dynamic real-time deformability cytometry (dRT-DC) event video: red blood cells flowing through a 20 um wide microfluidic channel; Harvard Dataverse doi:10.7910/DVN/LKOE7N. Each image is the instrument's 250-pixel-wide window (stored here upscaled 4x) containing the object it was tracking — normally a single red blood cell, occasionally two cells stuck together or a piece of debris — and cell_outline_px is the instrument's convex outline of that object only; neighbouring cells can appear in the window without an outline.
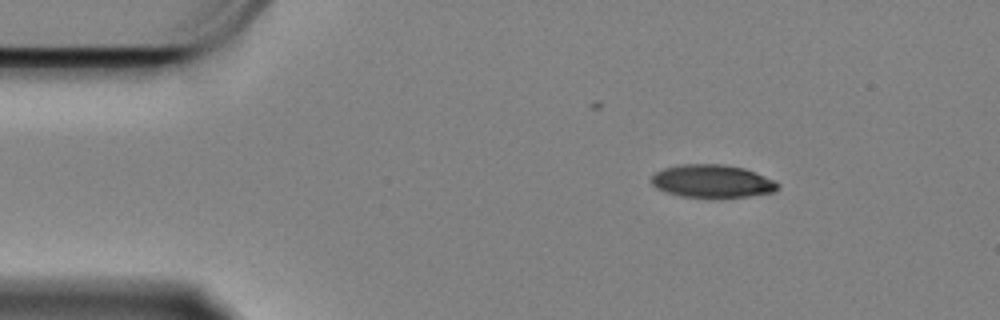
{"species": "Egyptian fruit bat (a non-hibernating species)", "species_latin": "Rousettus aegyptiacus", "temperature_condition": "cold", "stored_images_in_passage": 28, "camera_frame_rate_fps": 3000, "um_per_image_px": 0.085, "animal": {"sex": "female"}, "frame": {"image": 1, "passage_image": 1, "time_ms": 0.0, "image_size_px": [1000, 320], "cell_outline_px": [[780, 188], [772, 192], [748, 196], [680, 196], [656, 188], [652, 184], [652, 176], [656, 172], [664, 168], [680, 164], [720, 164], [744, 168], [776, 180], [780, 184]], "centroid_in_image_um": [60.56, 15.38], "position_along_channel_um": 24.4, "area_um2": 23.87}}
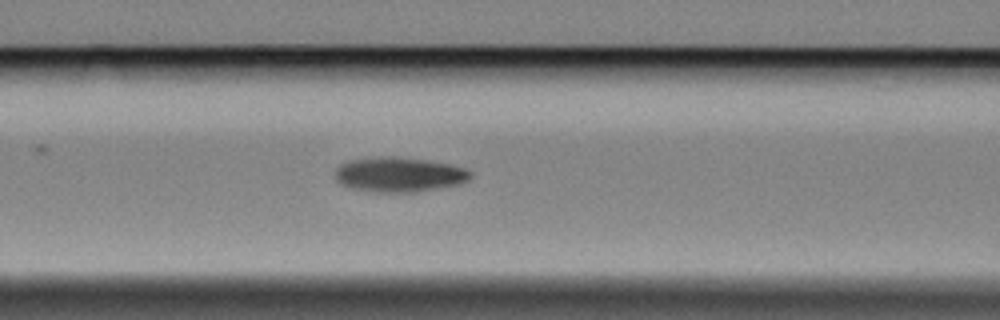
{"frame": {"image": 2, "passage_image": 16, "time_ms": 5.0, "image_size_px": [1000, 320], "cell_outline_px": [[472, 176], [468, 180], [460, 184], [412, 192], [376, 192], [352, 188], [340, 184], [336, 180], [336, 168], [340, 164], [348, 160], [380, 156], [392, 156], [428, 160], [448, 164], [464, 168], [472, 172]], "centroid_in_image_um": [33.9, 14.83], "position_along_channel_um": 132.7, "area_um2": 27.4}}
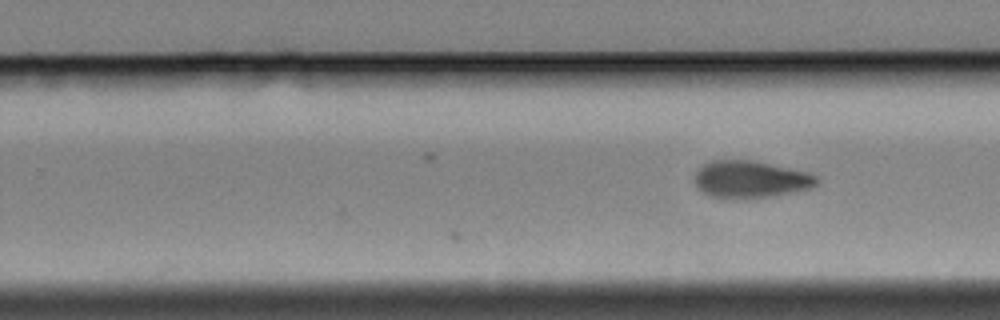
{"frame": {"image": 3, "passage_image": 28, "time_ms": 9.0, "image_size_px": [1000, 320], "cell_outline_px": [[816, 184], [812, 188], [772, 196], [712, 196], [704, 192], [696, 184], [696, 172], [704, 164], [712, 160], [752, 160], [804, 172], [816, 176]], "centroid_in_image_um": [63.8, 15.21], "position_along_channel_um": 266.0, "area_um2": 25.14}}